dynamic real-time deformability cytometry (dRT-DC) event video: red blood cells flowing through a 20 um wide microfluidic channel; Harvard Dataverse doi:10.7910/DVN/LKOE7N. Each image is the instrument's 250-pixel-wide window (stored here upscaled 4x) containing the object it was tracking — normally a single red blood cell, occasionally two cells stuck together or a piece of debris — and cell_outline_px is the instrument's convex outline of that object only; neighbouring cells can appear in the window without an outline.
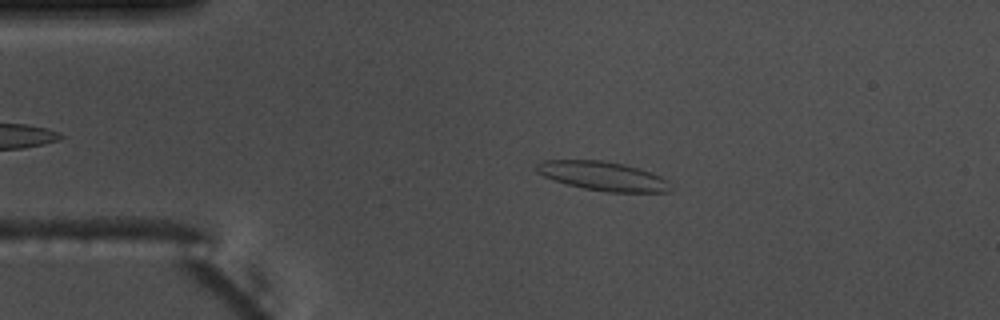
{"species": "common noctule bat (a hibernating species)", "species_latin": "Nyctalus noctula", "temperature_condition": "warm", "stored_images_in_passage": 54, "camera_frame_rate_fps": 3000, "um_per_image_px": 0.085, "animal": {"sex": "male", "body_mass_g": 17.5, "forearm_length_mm": 52.3}, "frame": {"image": 1, "passage_image": 11, "time_ms": 3.333, "image_size_px": [1000, 320], "cell_outline_px": [[672, 192], [608, 192], [584, 188], [568, 184], [544, 176], [536, 172], [536, 164], [544, 160], [604, 160], [624, 164], [660, 176], [668, 180]], "centroid_in_image_um": [51.25, 14.96], "position_along_channel_um": 33.7, "area_um2": 22.48}}
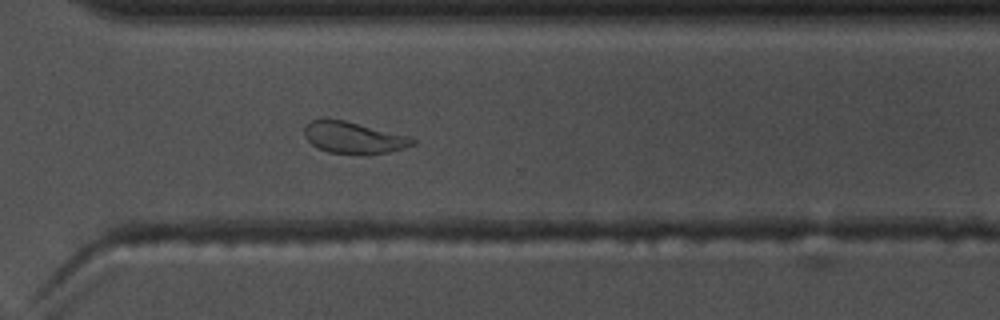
{"frame": {"image": 2, "passage_image": 39, "time_ms": 12.667, "image_size_px": [1000, 320], "cell_outline_px": [[416, 144], [404, 148], [388, 152], [328, 152], [316, 148], [304, 136], [304, 128], [312, 120], [344, 120], [408, 136], [416, 140]], "centroid_in_image_um": [30.05, 11.68], "position_along_channel_um": 340.6, "area_um2": 19.13}}
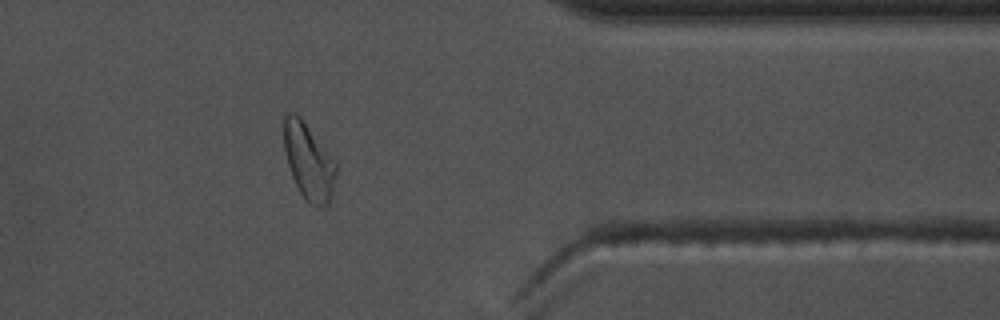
{"frame": {"image": 3, "passage_image": 44, "time_ms": 14.333, "image_size_px": [1000, 320], "cell_outline_px": [[340, 168], [328, 208], [320, 208], [312, 204], [300, 192], [292, 176], [288, 164], [284, 148], [284, 112], [292, 112], [300, 116], [336, 160]], "centroid_in_image_um": [26.3, 13.74], "position_along_channel_um": 385.1, "area_um2": 23.76}, "authors_computed_cell_mechanics": {"area_um2": 21.964, "velocity_mm_per_s": 3.711, "shape_relaxation_time_tau1_ms": 4.6971, "shape_relaxation_time_tau2_ms": 1.0615, "deformation_change_tau1": 0.152, "deformation_change_tau2": 0.0728}}